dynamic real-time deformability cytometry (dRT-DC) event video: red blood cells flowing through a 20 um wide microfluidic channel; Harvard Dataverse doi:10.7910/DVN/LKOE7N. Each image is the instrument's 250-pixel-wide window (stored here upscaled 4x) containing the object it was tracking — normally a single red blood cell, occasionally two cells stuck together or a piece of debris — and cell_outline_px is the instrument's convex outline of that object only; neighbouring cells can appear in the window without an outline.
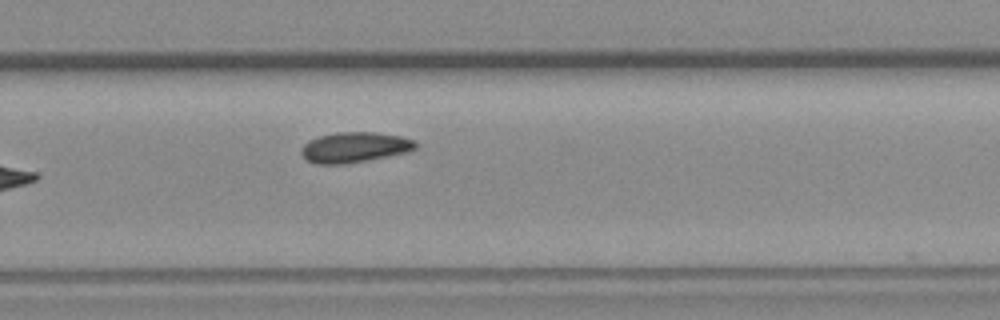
{"species": "common noctule bat (a hibernating species)", "species_latin": "Nyctalus noctula", "temperature_condition": "room temperature", "stored_images_in_passage": 9, "camera_frame_rate_fps": 3000, "um_per_image_px": 0.085, "animal": {"sex": "female", "body_mass_g": 19.3, "forearm_length_mm": 54.1}, "frame": {"image": 1, "passage_image": 8, "time_ms": 2.333, "image_size_px": [1000, 320], "cell_outline_px": [[416, 148], [408, 152], [368, 160], [344, 164], [316, 164], [308, 160], [300, 152], [300, 148], [308, 140], [320, 136], [336, 132], [376, 132], [400, 136], [412, 140], [416, 144]], "centroid_in_image_um": [30.11, 12.52], "position_along_channel_um": 299.7, "area_um2": 20.17}}